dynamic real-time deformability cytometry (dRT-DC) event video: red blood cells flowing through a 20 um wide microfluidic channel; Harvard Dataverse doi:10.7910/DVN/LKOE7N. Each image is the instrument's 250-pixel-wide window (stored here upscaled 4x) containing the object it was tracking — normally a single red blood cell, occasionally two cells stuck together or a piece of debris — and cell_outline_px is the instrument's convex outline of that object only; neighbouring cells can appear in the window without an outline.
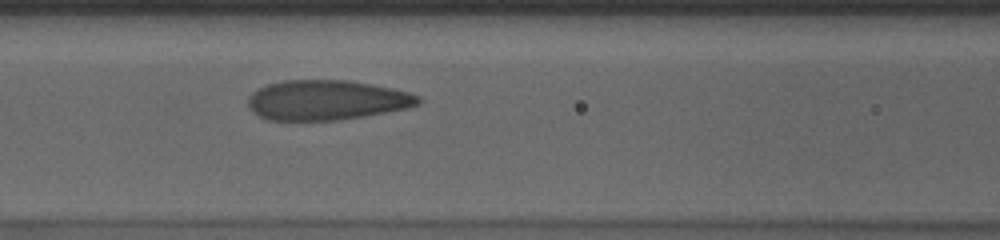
{"species": "human", "species_latin": "Homo sapiens", "temperature_condition": "cold", "stored_images_in_passage": 43, "camera_frame_rate_fps": 3000, "um_per_image_px": 0.085, "donor": {"sex": "male"}, "frame": {"image": 1, "passage_image": 17, "time_ms": 5.333, "image_size_px": [1000, 240], "cell_outline_px": [[424, 100], [420, 104], [408, 108], [364, 116], [340, 120], [268, 120], [252, 112], [248, 108], [248, 96], [252, 92], [268, 84], [284, 80], [348, 80], [392, 88], [408, 92], [420, 96]], "centroid_in_image_um": [27.77, 8.51], "position_along_channel_um": 138.8, "area_um2": 39.77}}
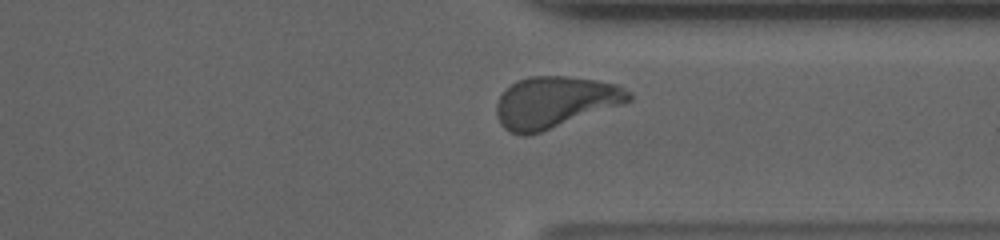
{"frame": {"image": 2, "passage_image": 36, "time_ms": 11.667, "image_size_px": [1000, 240], "cell_outline_px": [[632, 100], [624, 104], [528, 136], [520, 136], [508, 132], [500, 124], [496, 116], [496, 104], [504, 88], [520, 80], [532, 76], [568, 76], [596, 80], [616, 84], [632, 92]], "centroid_in_image_um": [47.15, 8.69], "position_along_channel_um": 364.2, "area_um2": 39.88}}
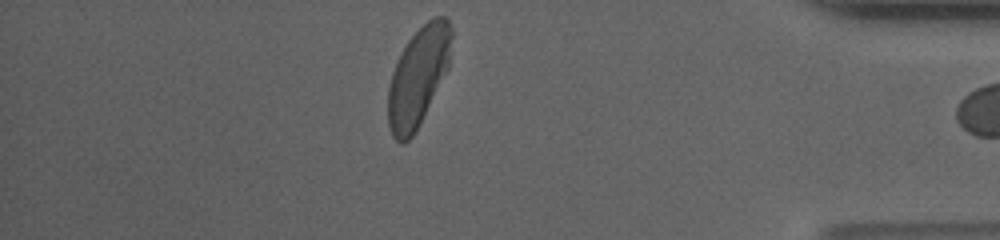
{"frame": {"image": 3, "passage_image": 42, "time_ms": 13.667, "image_size_px": [1000, 240], "cell_outline_px": [[452, 36], [448, 68], [416, 132], [404, 144], [400, 144], [392, 136], [388, 124], [388, 88], [392, 72], [396, 60], [400, 52], [408, 40], [428, 20], [436, 16], [444, 16], [448, 20], [452, 28]], "centroid_in_image_um": [35.53, 6.53], "position_along_channel_um": 399.7, "area_um2": 36.59}}